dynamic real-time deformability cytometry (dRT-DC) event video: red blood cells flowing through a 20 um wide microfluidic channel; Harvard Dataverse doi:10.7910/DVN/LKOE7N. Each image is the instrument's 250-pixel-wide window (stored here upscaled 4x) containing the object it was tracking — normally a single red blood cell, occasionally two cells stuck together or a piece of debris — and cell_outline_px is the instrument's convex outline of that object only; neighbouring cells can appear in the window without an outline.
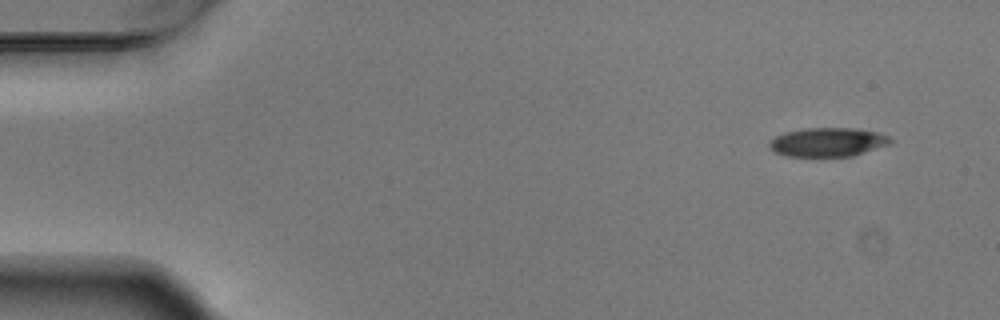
{"species": "Egyptian fruit bat (a non-hibernating species)", "species_latin": "Rousettus aegyptiacus", "temperature_condition": "warm", "stored_images_in_passage": 5, "camera_frame_rate_fps": 3000, "um_per_image_px": 0.085, "animal": {"sex": "male"}, "frame": {"image": 1, "passage_image": 1, "time_ms": 0.0, "image_size_px": [1000, 320], "cell_outline_px": [[892, 144], [852, 156], [784, 156], [768, 148], [768, 144], [776, 136], [784, 132], [804, 128], [856, 128], [876, 132], [888, 136], [892, 140]], "centroid_in_image_um": [70.36, 12.08], "position_along_channel_um": 14.6, "area_um2": 20.46}}
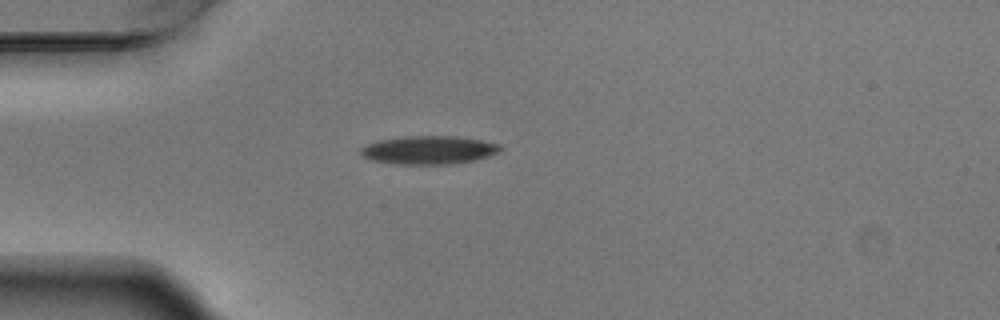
{"frame": {"image": 2, "passage_image": 4, "time_ms": 1.0, "image_size_px": [1000, 320], "cell_outline_px": [[504, 148], [500, 152], [476, 160], [452, 164], [396, 164], [372, 160], [364, 156], [360, 152], [360, 148], [364, 144], [380, 140], [404, 136], [456, 136], [480, 140], [500, 144]], "centroid_in_image_um": [36.47, 12.75], "position_along_channel_um": 48.5, "area_um2": 23.18}}